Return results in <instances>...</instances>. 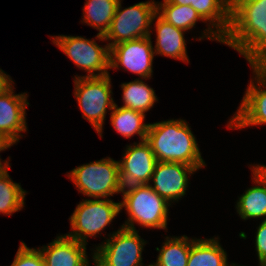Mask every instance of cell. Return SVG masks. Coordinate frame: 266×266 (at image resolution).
Returning <instances> with one entry per match:
<instances>
[{
  "label": "cell",
  "instance_id": "1",
  "mask_svg": "<svg viewBox=\"0 0 266 266\" xmlns=\"http://www.w3.org/2000/svg\"><path fill=\"white\" fill-rule=\"evenodd\" d=\"M194 9L204 22H209L199 40L204 37L216 40L239 53L252 51L260 45L245 28L242 14L228 0H194Z\"/></svg>",
  "mask_w": 266,
  "mask_h": 266
},
{
  "label": "cell",
  "instance_id": "2",
  "mask_svg": "<svg viewBox=\"0 0 266 266\" xmlns=\"http://www.w3.org/2000/svg\"><path fill=\"white\" fill-rule=\"evenodd\" d=\"M146 141L159 162L183 163L198 170L206 166L196 138L185 120L149 123Z\"/></svg>",
  "mask_w": 266,
  "mask_h": 266
},
{
  "label": "cell",
  "instance_id": "3",
  "mask_svg": "<svg viewBox=\"0 0 266 266\" xmlns=\"http://www.w3.org/2000/svg\"><path fill=\"white\" fill-rule=\"evenodd\" d=\"M240 55H243L252 67L256 83L250 81L239 109L229 121L230 129L266 125V44H260L256 49Z\"/></svg>",
  "mask_w": 266,
  "mask_h": 266
},
{
  "label": "cell",
  "instance_id": "4",
  "mask_svg": "<svg viewBox=\"0 0 266 266\" xmlns=\"http://www.w3.org/2000/svg\"><path fill=\"white\" fill-rule=\"evenodd\" d=\"M121 193L120 210L125 208L129 216L122 227L136 230L134 224L138 223L145 228L167 230L168 206L171 204L159 196L150 184L127 186L122 188Z\"/></svg>",
  "mask_w": 266,
  "mask_h": 266
},
{
  "label": "cell",
  "instance_id": "5",
  "mask_svg": "<svg viewBox=\"0 0 266 266\" xmlns=\"http://www.w3.org/2000/svg\"><path fill=\"white\" fill-rule=\"evenodd\" d=\"M83 195L107 199L122 192L119 163L110 157L80 165L67 174Z\"/></svg>",
  "mask_w": 266,
  "mask_h": 266
},
{
  "label": "cell",
  "instance_id": "6",
  "mask_svg": "<svg viewBox=\"0 0 266 266\" xmlns=\"http://www.w3.org/2000/svg\"><path fill=\"white\" fill-rule=\"evenodd\" d=\"M74 85V95L83 118L87 119L102 137L107 107L112 110L116 104L111 96L113 93L110 74L100 77L76 75Z\"/></svg>",
  "mask_w": 266,
  "mask_h": 266
},
{
  "label": "cell",
  "instance_id": "7",
  "mask_svg": "<svg viewBox=\"0 0 266 266\" xmlns=\"http://www.w3.org/2000/svg\"><path fill=\"white\" fill-rule=\"evenodd\" d=\"M121 6L119 0L110 27L104 35V39L110 41L109 48L122 42L151 36L150 28L156 14V2H139L123 10Z\"/></svg>",
  "mask_w": 266,
  "mask_h": 266
},
{
  "label": "cell",
  "instance_id": "8",
  "mask_svg": "<svg viewBox=\"0 0 266 266\" xmlns=\"http://www.w3.org/2000/svg\"><path fill=\"white\" fill-rule=\"evenodd\" d=\"M120 211V202H114L109 198L81 201L69 218L72 231L66 235L87 245V238L101 235V231Z\"/></svg>",
  "mask_w": 266,
  "mask_h": 266
},
{
  "label": "cell",
  "instance_id": "9",
  "mask_svg": "<svg viewBox=\"0 0 266 266\" xmlns=\"http://www.w3.org/2000/svg\"><path fill=\"white\" fill-rule=\"evenodd\" d=\"M146 244L137 230L122 227L94 250L95 266H143L142 251Z\"/></svg>",
  "mask_w": 266,
  "mask_h": 266
},
{
  "label": "cell",
  "instance_id": "10",
  "mask_svg": "<svg viewBox=\"0 0 266 266\" xmlns=\"http://www.w3.org/2000/svg\"><path fill=\"white\" fill-rule=\"evenodd\" d=\"M51 39L78 68L87 71L86 77L109 74L110 48L108 44L99 46L95 39L90 40L82 36L59 35Z\"/></svg>",
  "mask_w": 266,
  "mask_h": 266
},
{
  "label": "cell",
  "instance_id": "11",
  "mask_svg": "<svg viewBox=\"0 0 266 266\" xmlns=\"http://www.w3.org/2000/svg\"><path fill=\"white\" fill-rule=\"evenodd\" d=\"M154 55L151 36L122 42L110 47L109 68H122L146 80L152 77Z\"/></svg>",
  "mask_w": 266,
  "mask_h": 266
},
{
  "label": "cell",
  "instance_id": "12",
  "mask_svg": "<svg viewBox=\"0 0 266 266\" xmlns=\"http://www.w3.org/2000/svg\"><path fill=\"white\" fill-rule=\"evenodd\" d=\"M133 144L126 147L122 160L118 161L122 188L150 184L157 162L146 140Z\"/></svg>",
  "mask_w": 266,
  "mask_h": 266
},
{
  "label": "cell",
  "instance_id": "13",
  "mask_svg": "<svg viewBox=\"0 0 266 266\" xmlns=\"http://www.w3.org/2000/svg\"><path fill=\"white\" fill-rule=\"evenodd\" d=\"M13 86L0 94V139L10 146L16 144L22 137L21 132L27 131L26 93L14 94Z\"/></svg>",
  "mask_w": 266,
  "mask_h": 266
},
{
  "label": "cell",
  "instance_id": "14",
  "mask_svg": "<svg viewBox=\"0 0 266 266\" xmlns=\"http://www.w3.org/2000/svg\"><path fill=\"white\" fill-rule=\"evenodd\" d=\"M198 171L196 167L175 162H156L151 188L169 204L181 199L188 187V174Z\"/></svg>",
  "mask_w": 266,
  "mask_h": 266
},
{
  "label": "cell",
  "instance_id": "15",
  "mask_svg": "<svg viewBox=\"0 0 266 266\" xmlns=\"http://www.w3.org/2000/svg\"><path fill=\"white\" fill-rule=\"evenodd\" d=\"M41 248L38 249L42 253L46 266H90L86 244L66 234L57 236L54 241Z\"/></svg>",
  "mask_w": 266,
  "mask_h": 266
},
{
  "label": "cell",
  "instance_id": "16",
  "mask_svg": "<svg viewBox=\"0 0 266 266\" xmlns=\"http://www.w3.org/2000/svg\"><path fill=\"white\" fill-rule=\"evenodd\" d=\"M253 182L237 200L236 209L241 219L266 217V170L259 164L252 165ZM266 218H264V221Z\"/></svg>",
  "mask_w": 266,
  "mask_h": 266
},
{
  "label": "cell",
  "instance_id": "17",
  "mask_svg": "<svg viewBox=\"0 0 266 266\" xmlns=\"http://www.w3.org/2000/svg\"><path fill=\"white\" fill-rule=\"evenodd\" d=\"M156 30V44L154 54L171 57L189 63L187 55L186 41L184 39V30L176 28L174 25L166 22L157 13L153 16Z\"/></svg>",
  "mask_w": 266,
  "mask_h": 266
},
{
  "label": "cell",
  "instance_id": "18",
  "mask_svg": "<svg viewBox=\"0 0 266 266\" xmlns=\"http://www.w3.org/2000/svg\"><path fill=\"white\" fill-rule=\"evenodd\" d=\"M219 238L195 239L190 247L187 266H239L227 262L226 251Z\"/></svg>",
  "mask_w": 266,
  "mask_h": 266
},
{
  "label": "cell",
  "instance_id": "19",
  "mask_svg": "<svg viewBox=\"0 0 266 266\" xmlns=\"http://www.w3.org/2000/svg\"><path fill=\"white\" fill-rule=\"evenodd\" d=\"M118 2L119 0H86L82 22L99 31L96 39L106 41L104 35L110 27Z\"/></svg>",
  "mask_w": 266,
  "mask_h": 266
},
{
  "label": "cell",
  "instance_id": "20",
  "mask_svg": "<svg viewBox=\"0 0 266 266\" xmlns=\"http://www.w3.org/2000/svg\"><path fill=\"white\" fill-rule=\"evenodd\" d=\"M110 119L112 127L124 138L138 134L141 141L146 140L149 124L144 123V113L115 104Z\"/></svg>",
  "mask_w": 266,
  "mask_h": 266
},
{
  "label": "cell",
  "instance_id": "21",
  "mask_svg": "<svg viewBox=\"0 0 266 266\" xmlns=\"http://www.w3.org/2000/svg\"><path fill=\"white\" fill-rule=\"evenodd\" d=\"M123 106L142 113L148 112L158 101L153 88L138 78L128 83H122Z\"/></svg>",
  "mask_w": 266,
  "mask_h": 266
},
{
  "label": "cell",
  "instance_id": "22",
  "mask_svg": "<svg viewBox=\"0 0 266 266\" xmlns=\"http://www.w3.org/2000/svg\"><path fill=\"white\" fill-rule=\"evenodd\" d=\"M195 239H189L183 235L181 237H166V240L159 249L154 266H187L191 244Z\"/></svg>",
  "mask_w": 266,
  "mask_h": 266
},
{
  "label": "cell",
  "instance_id": "23",
  "mask_svg": "<svg viewBox=\"0 0 266 266\" xmlns=\"http://www.w3.org/2000/svg\"><path fill=\"white\" fill-rule=\"evenodd\" d=\"M156 13L166 22L184 31L190 30L198 20L204 21L197 11L190 5L168 3H156Z\"/></svg>",
  "mask_w": 266,
  "mask_h": 266
},
{
  "label": "cell",
  "instance_id": "24",
  "mask_svg": "<svg viewBox=\"0 0 266 266\" xmlns=\"http://www.w3.org/2000/svg\"><path fill=\"white\" fill-rule=\"evenodd\" d=\"M8 166L0 173V214L12 215L24 207L27 192L21 185L12 181Z\"/></svg>",
  "mask_w": 266,
  "mask_h": 266
},
{
  "label": "cell",
  "instance_id": "25",
  "mask_svg": "<svg viewBox=\"0 0 266 266\" xmlns=\"http://www.w3.org/2000/svg\"><path fill=\"white\" fill-rule=\"evenodd\" d=\"M242 19L250 34L260 44H266V0H251Z\"/></svg>",
  "mask_w": 266,
  "mask_h": 266
},
{
  "label": "cell",
  "instance_id": "26",
  "mask_svg": "<svg viewBox=\"0 0 266 266\" xmlns=\"http://www.w3.org/2000/svg\"><path fill=\"white\" fill-rule=\"evenodd\" d=\"M11 266H46L39 249L29 248L24 242L20 243L15 259Z\"/></svg>",
  "mask_w": 266,
  "mask_h": 266
},
{
  "label": "cell",
  "instance_id": "27",
  "mask_svg": "<svg viewBox=\"0 0 266 266\" xmlns=\"http://www.w3.org/2000/svg\"><path fill=\"white\" fill-rule=\"evenodd\" d=\"M255 238L259 266H266V220L258 226Z\"/></svg>",
  "mask_w": 266,
  "mask_h": 266
},
{
  "label": "cell",
  "instance_id": "28",
  "mask_svg": "<svg viewBox=\"0 0 266 266\" xmlns=\"http://www.w3.org/2000/svg\"><path fill=\"white\" fill-rule=\"evenodd\" d=\"M12 84L14 86L12 78L0 69V94H3L10 89Z\"/></svg>",
  "mask_w": 266,
  "mask_h": 266
},
{
  "label": "cell",
  "instance_id": "29",
  "mask_svg": "<svg viewBox=\"0 0 266 266\" xmlns=\"http://www.w3.org/2000/svg\"><path fill=\"white\" fill-rule=\"evenodd\" d=\"M241 14H243L250 5L251 0H228Z\"/></svg>",
  "mask_w": 266,
  "mask_h": 266
},
{
  "label": "cell",
  "instance_id": "30",
  "mask_svg": "<svg viewBox=\"0 0 266 266\" xmlns=\"http://www.w3.org/2000/svg\"><path fill=\"white\" fill-rule=\"evenodd\" d=\"M168 3H174L179 5H190L194 8V0H166Z\"/></svg>",
  "mask_w": 266,
  "mask_h": 266
},
{
  "label": "cell",
  "instance_id": "31",
  "mask_svg": "<svg viewBox=\"0 0 266 266\" xmlns=\"http://www.w3.org/2000/svg\"><path fill=\"white\" fill-rule=\"evenodd\" d=\"M5 149H8V148H0V152L1 151H4ZM3 162V163H2ZM10 164H9V161H7V160H3V161H1V158H0V173L4 170V169H6L8 166H9Z\"/></svg>",
  "mask_w": 266,
  "mask_h": 266
}]
</instances>
